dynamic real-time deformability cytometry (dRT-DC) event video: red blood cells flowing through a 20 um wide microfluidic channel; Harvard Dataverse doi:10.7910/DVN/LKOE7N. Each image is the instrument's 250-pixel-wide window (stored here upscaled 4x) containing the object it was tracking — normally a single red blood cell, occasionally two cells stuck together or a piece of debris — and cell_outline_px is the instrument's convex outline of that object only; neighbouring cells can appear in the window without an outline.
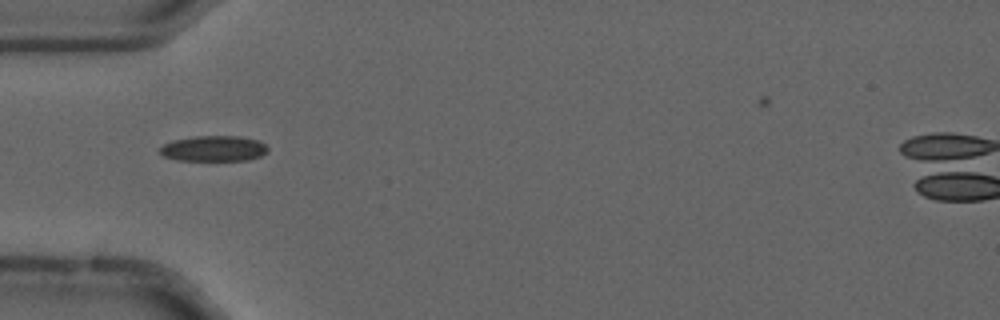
{"species": "common noctule bat (a hibernating species)", "species_latin": "Nyctalus noctula", "temperature_condition": "cold", "stored_images_in_passage": 41, "camera_frame_rate_fps": 3000, "um_per_image_px": 0.085, "animal": {"sex": "male", "forearm_length_mm": 52.5}, "frame": {"image": 1, "passage_image": 5, "time_ms": 1.333, "image_size_px": [1000, 320], "cell_outline_px": [[268, 152], [260, 156], [248, 160], [176, 160], [164, 156], [160, 152], [160, 148], [164, 144], [172, 140], [192, 136], [240, 136], [260, 140], [268, 148]], "centroid_in_image_um": [18.18, 12.61], "position_along_channel_um": 66.8, "area_um2": 16.18}}
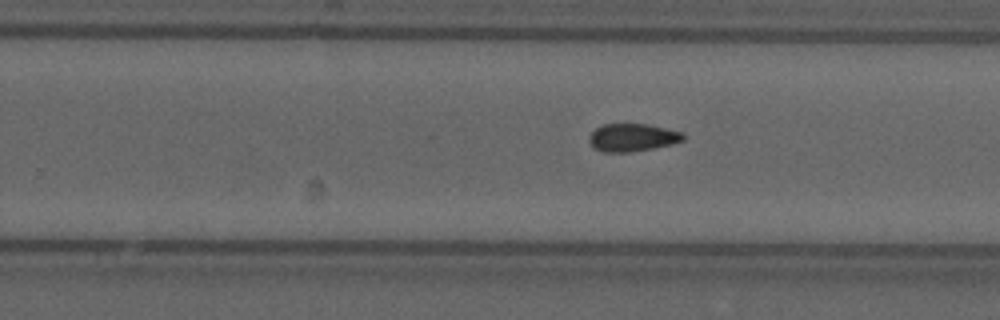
{"frame": {"image": 2, "passage_image": 22, "time_ms": 7.0, "image_size_px": [1000, 320], "cell_outline_px": [[684, 140], [672, 144], [652, 148], [628, 152], [604, 152], [592, 148], [588, 140], [588, 136], [596, 128], [604, 124], [648, 124], [684, 132]], "centroid_in_image_um": [53.74, 11.68], "position_along_channel_um": 276.1, "area_um2": 15.32}}
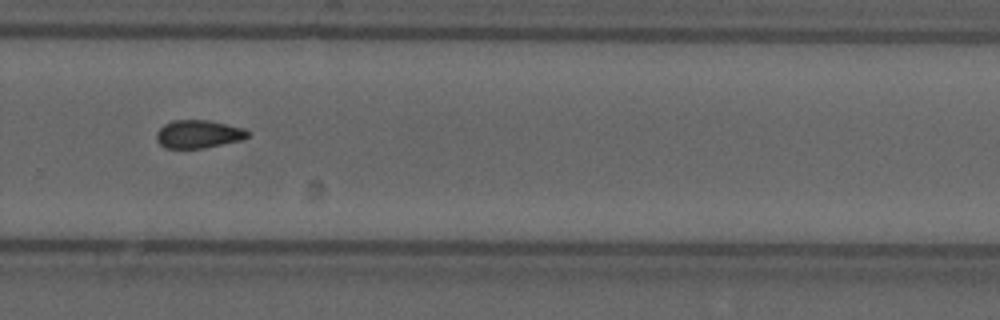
{"frame": {"image": 3, "passage_image": 25, "time_ms": 8.0, "image_size_px": [1000, 320], "cell_outline_px": [[252, 136], [244, 140], [204, 148], [164, 148], [156, 140], [156, 132], [164, 124], [172, 120], [208, 120], [244, 128], [252, 132]], "centroid_in_image_um": [16.92, 11.4], "position_along_channel_um": 312.9, "area_um2": 15.26}}